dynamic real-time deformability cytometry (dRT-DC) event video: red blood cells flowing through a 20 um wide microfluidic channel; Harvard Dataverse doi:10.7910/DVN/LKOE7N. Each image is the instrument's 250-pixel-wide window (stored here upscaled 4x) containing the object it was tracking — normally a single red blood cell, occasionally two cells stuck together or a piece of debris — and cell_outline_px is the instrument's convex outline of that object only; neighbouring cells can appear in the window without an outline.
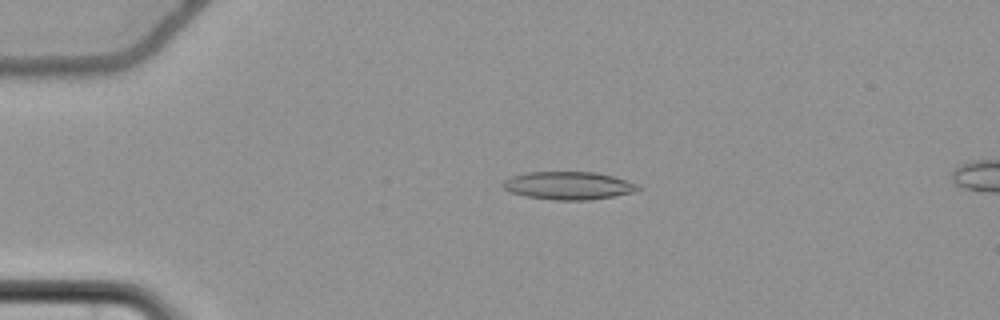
{"species": "common noctule bat (a hibernating species)", "species_latin": "Nyctalus noctula", "temperature_condition": "cold", "stored_images_in_passage": 57, "camera_frame_rate_fps": 3000, "um_per_image_px": 0.085, "animal": {"sex": "female", "body_mass_g": 22.7, "forearm_length_mm": 54.2}, "frame": {"image": 1, "passage_image": 14, "time_ms": 4.333, "image_size_px": [1000, 320], "cell_outline_px": [[644, 188], [632, 192], [612, 196], [588, 200], [552, 200], [524, 196], [508, 192], [500, 184], [504, 180], [512, 176], [528, 172], [596, 172], [612, 176], [640, 184]], "centroid_in_image_um": [48.3, 15.78], "position_along_channel_um": 36.7, "area_um2": 22.14}}
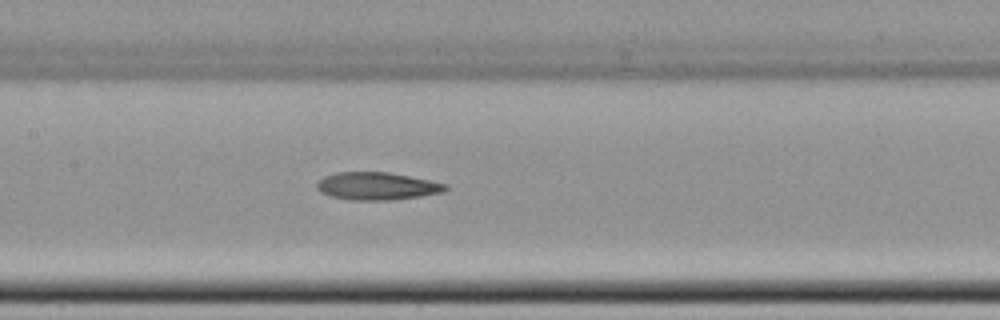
{"frame": {"image": 2, "passage_image": 29, "time_ms": 9.333, "image_size_px": [1000, 320], "cell_outline_px": [[448, 188], [444, 192], [420, 196], [392, 200], [348, 200], [328, 196], [320, 192], [316, 188], [316, 184], [324, 176], [340, 172], [388, 172], [448, 184]], "centroid_in_image_um": [32.02, 15.83], "position_along_channel_um": 175.4, "area_um2": 20.75}}
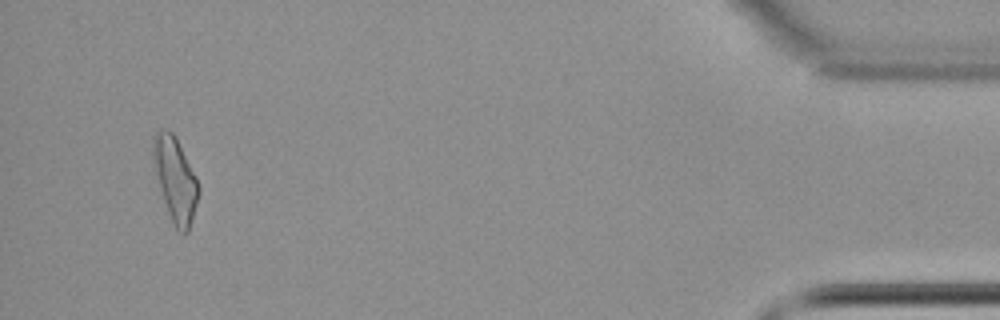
{"frame": {"image": 3, "passage_image": 55, "time_ms": 18.0, "image_size_px": [1000, 320], "cell_outline_px": [[200, 192], [188, 232], [184, 236], [176, 232], [168, 212], [160, 188], [156, 172], [152, 152], [152, 136], [160, 128], [168, 128], [176, 136], [196, 176], [200, 188]], "centroid_in_image_um": [14.91, 15.24], "position_along_channel_um": 420.3, "area_um2": 22.48}, "authors_computed_cell_mechanics": {"area_um2": 20.8658, "velocity_mm_per_s": 3.6935, "shape_relaxation_time_tau1_ms": null, "shape_relaxation_time_tau2_ms": 11.18, "deformation_change_tau1": null, "deformation_change_tau2": 0.2555}}